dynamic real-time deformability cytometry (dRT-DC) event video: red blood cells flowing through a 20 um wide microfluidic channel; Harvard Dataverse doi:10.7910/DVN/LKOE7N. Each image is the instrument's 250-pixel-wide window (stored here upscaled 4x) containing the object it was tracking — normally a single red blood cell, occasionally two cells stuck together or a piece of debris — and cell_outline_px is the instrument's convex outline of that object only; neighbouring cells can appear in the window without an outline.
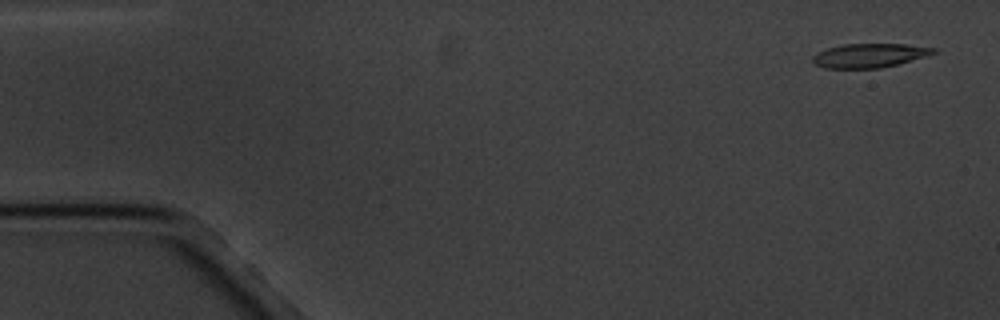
{"species": "common noctule bat (a hibernating species)", "species_latin": "Nyctalus noctula", "temperature_condition": "cold", "stored_images_in_passage": 5, "camera_frame_rate_fps": 3000, "um_per_image_px": 0.085, "animal": {"sex": "male", "body_mass_g": 20.1, "forearm_length_mm": 53.5}, "frame": {"image": 1, "passage_image": 1, "time_ms": 0.0, "image_size_px": [1000, 320], "cell_outline_px": [[936, 52], [924, 56], [896, 64], [880, 68], [824, 68], [816, 64], [812, 60], [812, 56], [816, 52], [828, 48], [844, 44], [904, 44], [936, 48]], "centroid_in_image_um": [73.85, 4.71], "position_along_channel_um": 11.2, "area_um2": 16.65}}
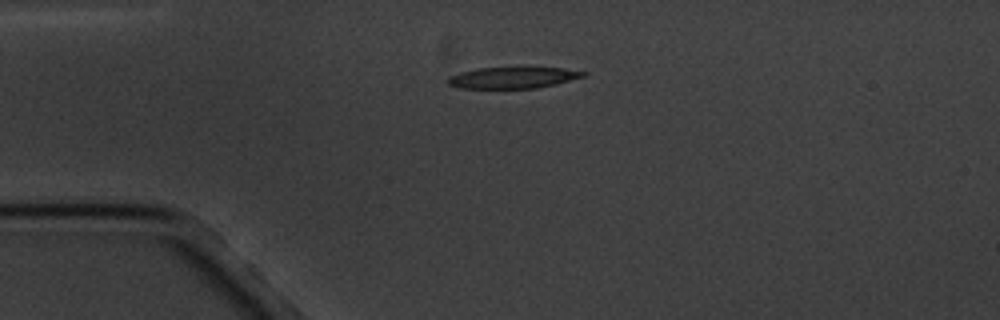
{"frame": {"image": 2, "passage_image": 4, "time_ms": 3.667, "image_size_px": [1000, 320], "cell_outline_px": [[588, 72], [584, 76], [556, 84], [536, 88], [460, 88], [448, 84], [444, 80], [448, 76], [460, 72], [476, 68], [516, 64], [528, 64], [564, 68]], "centroid_in_image_um": [43.6, 6.53], "position_along_channel_um": 41.4, "area_um2": 18.21}}